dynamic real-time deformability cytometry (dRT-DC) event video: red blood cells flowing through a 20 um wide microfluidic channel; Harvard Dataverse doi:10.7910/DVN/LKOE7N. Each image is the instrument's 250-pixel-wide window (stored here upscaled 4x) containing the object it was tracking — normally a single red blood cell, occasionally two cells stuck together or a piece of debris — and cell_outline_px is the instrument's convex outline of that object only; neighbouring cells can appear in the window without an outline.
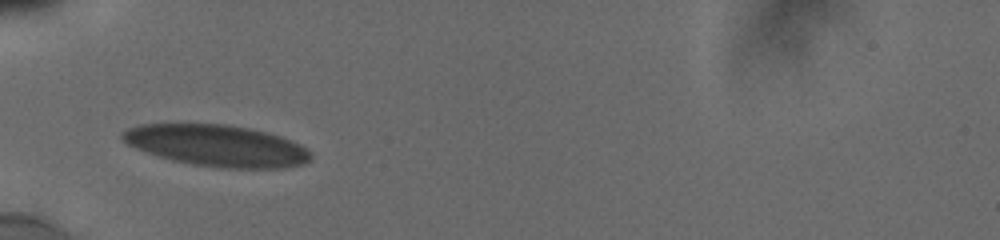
{"species": "human", "species_latin": "Homo sapiens", "temperature_condition": "cold", "stored_images_in_passage": 35, "camera_frame_rate_fps": 3000, "um_per_image_px": 0.085, "donor": {"sex": "male"}, "frame": {"image": 1, "passage_image": 1, "time_ms": 0.0, "image_size_px": [1000, 240], "cell_outline_px": [[312, 156], [304, 164], [284, 168], [220, 168], [192, 164], [172, 160], [136, 148], [128, 144], [120, 136], [120, 132], [136, 124], [228, 124], [268, 132], [292, 140], [308, 148], [312, 152]], "centroid_in_image_um": [18.47, 12.37], "position_along_channel_um": 66.5, "area_um2": 45.72}}
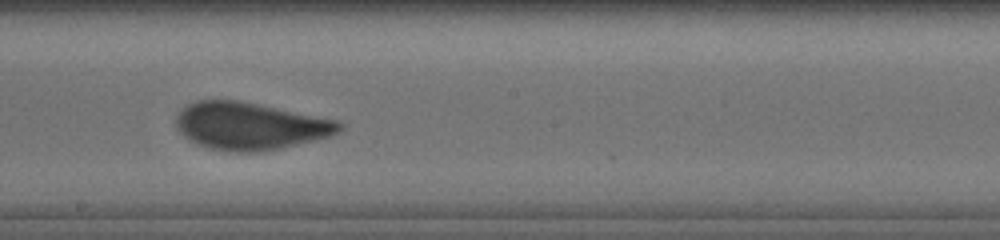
{"frame": {"image": 2, "passage_image": 13, "time_ms": 4.333, "image_size_px": [1000, 240], "cell_outline_px": [[344, 128], [332, 136], [264, 152], [232, 152], [212, 148], [188, 140], [176, 128], [176, 116], [188, 104], [196, 100], [240, 100], [340, 120], [344, 124]], "centroid_in_image_um": [21.31, 10.71], "position_along_channel_um": 226.9, "area_um2": 45.37}}
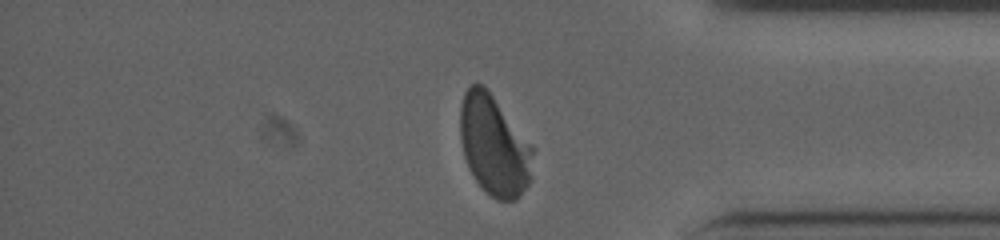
{"frame": {"image": 3, "passage_image": 32, "time_ms": 9.0, "image_size_px": [1000, 240], "cell_outline_px": [[536, 148], [532, 180], [520, 196], [516, 200], [496, 200], [476, 180], [468, 168], [464, 156], [460, 140], [460, 104], [464, 92], [472, 84], [484, 84]], "centroid_in_image_um": [42.05, 12.35], "position_along_channel_um": 393.2, "area_um2": 43.35}, "authors_computed_cell_mechanics": {"area_um2": 44.4482, "velocity_mm_per_s": 3.8271, "shape_relaxation_time_tau1_ms": 7.3524, "shape_relaxation_time_tau2_ms": null, "deformation_change_tau1": 0.1931, "deformation_change_tau2": null}}